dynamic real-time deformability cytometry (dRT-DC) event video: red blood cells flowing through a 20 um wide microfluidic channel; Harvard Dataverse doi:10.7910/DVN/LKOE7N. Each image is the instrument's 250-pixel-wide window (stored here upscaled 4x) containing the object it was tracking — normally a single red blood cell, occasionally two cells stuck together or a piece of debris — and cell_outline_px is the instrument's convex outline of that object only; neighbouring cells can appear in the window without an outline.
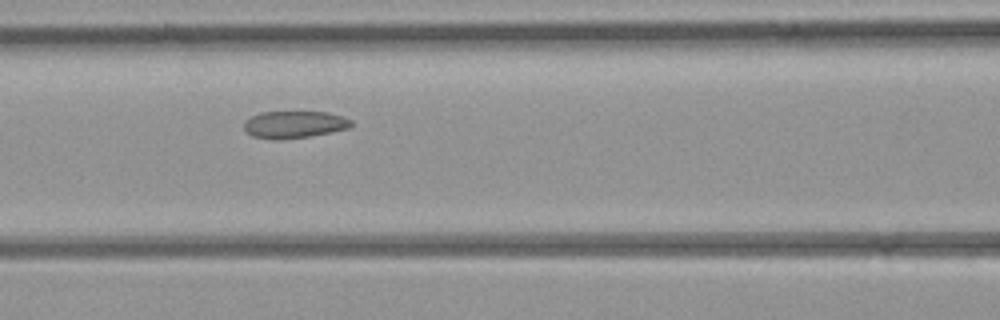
{"species": "common noctule bat (a hibernating species)", "species_latin": "Nyctalus noctula", "temperature_condition": "room temperature", "stored_images_in_passage": 7, "camera_frame_rate_fps": 3000, "um_per_image_px": 0.085, "animal": {"sex": "female", "body_mass_g": 21.9}, "frame": {"image": 1, "passage_image": 4, "time_ms": 4.667, "image_size_px": [1000, 320], "cell_outline_px": [[352, 124], [348, 128], [332, 132], [308, 136], [280, 140], [272, 140], [252, 136], [244, 132], [244, 120], [260, 112], [328, 112], [344, 116], [352, 120]], "centroid_in_image_um": [24.98, 10.59], "position_along_channel_um": 141.6, "area_um2": 17.17}}
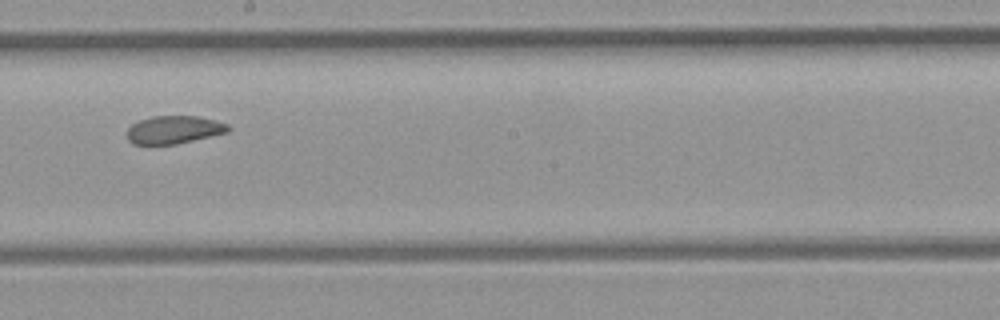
{"frame": {"image": 2, "passage_image": 6, "time_ms": 6.667, "image_size_px": [1000, 320], "cell_outline_px": [[232, 128], [228, 132], [176, 144], [132, 144], [128, 140], [128, 128], [132, 124], [140, 120], [152, 116], [196, 116], [216, 120], [228, 124]], "centroid_in_image_um": [14.81, 11.02], "position_along_channel_um": 233.4, "area_um2": 16.42}}
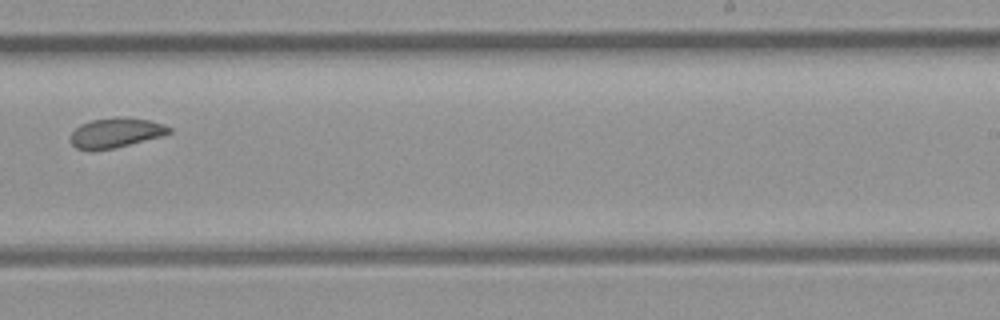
{"frame": {"image": 3, "passage_image": 7, "time_ms": 7.667, "image_size_px": [1000, 320], "cell_outline_px": [[172, 132], [164, 136], [112, 148], [92, 152], [76, 148], [68, 140], [68, 136], [80, 124], [92, 120], [148, 120], [164, 124], [172, 128]], "centroid_in_image_um": [9.79, 11.36], "position_along_channel_um": 279.2, "area_um2": 16.65}}